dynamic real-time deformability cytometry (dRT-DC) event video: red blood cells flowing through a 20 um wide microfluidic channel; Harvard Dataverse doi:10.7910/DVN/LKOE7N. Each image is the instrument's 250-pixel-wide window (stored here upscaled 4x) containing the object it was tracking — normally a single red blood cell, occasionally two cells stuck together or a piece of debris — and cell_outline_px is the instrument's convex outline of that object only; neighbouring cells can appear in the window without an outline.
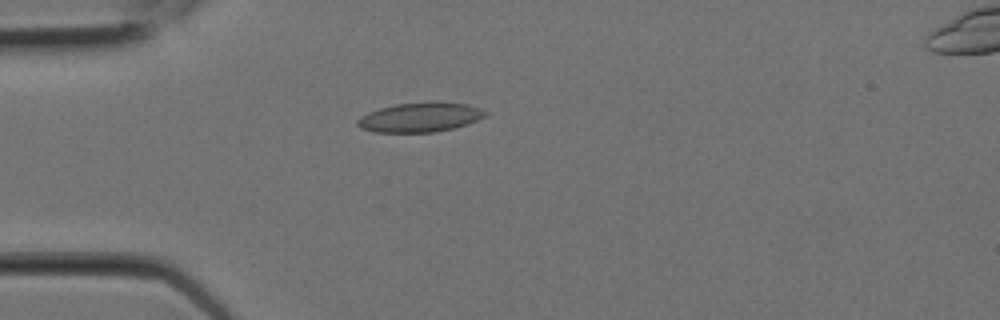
{"species": "Egyptian fruit bat (a non-hibernating species)", "species_latin": "Rousettus aegyptiacus", "temperature_condition": "room temperature", "stored_images_in_passage": 8, "camera_frame_rate_fps": 3000, "um_per_image_px": 0.085, "animal": {"sex": "female"}, "frame": {"image": 1, "passage_image": 5, "time_ms": 1.333, "image_size_px": [1000, 320], "cell_outline_px": [[488, 112], [484, 116], [476, 120], [452, 128], [436, 132], [372, 132], [360, 128], [356, 124], [356, 120], [360, 116], [368, 112], [380, 108], [396, 104], [468, 104], [480, 108]], "centroid_in_image_um": [35.61, 10.01], "position_along_channel_um": 49.4, "area_um2": 21.15}}
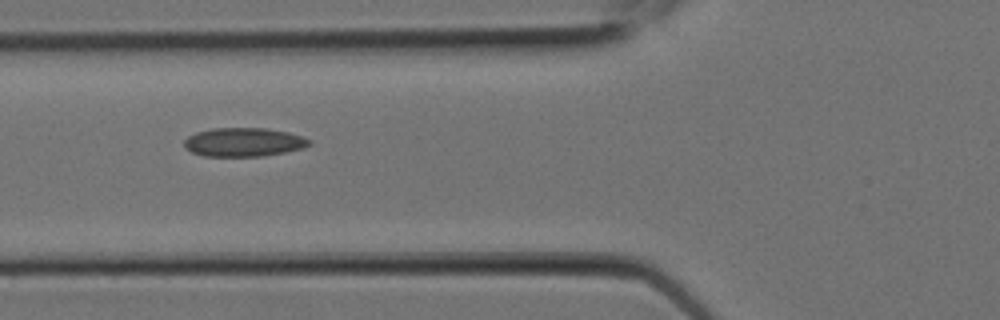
{"frame": {"image": 2, "passage_image": 7, "time_ms": 2.0, "image_size_px": [1000, 320], "cell_outline_px": [[312, 144], [304, 148], [284, 152], [260, 156], [204, 156], [192, 152], [184, 148], [184, 140], [188, 136], [196, 132], [212, 128], [264, 128], [288, 132], [312, 140]], "centroid_in_image_um": [20.7, 12.08], "position_along_channel_um": 105.1, "area_um2": 20.98}}
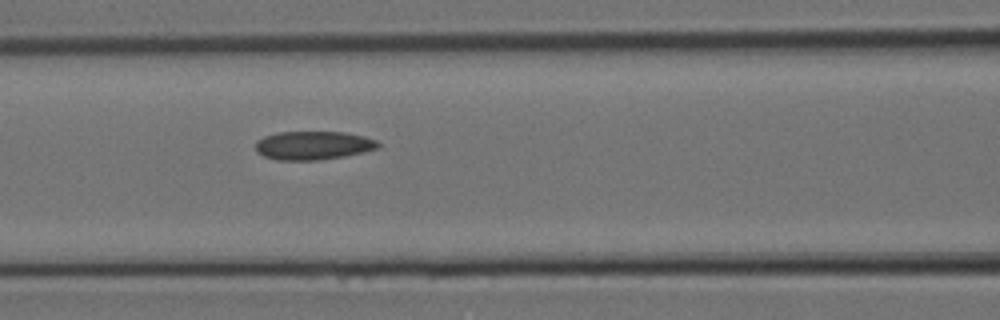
{"frame": {"image": 3, "passage_image": 8, "time_ms": 2.333, "image_size_px": [1000, 320], "cell_outline_px": [[380, 148], [364, 152], [344, 156], [320, 160], [276, 160], [264, 156], [256, 152], [256, 140], [264, 136], [276, 132], [344, 132], [364, 136], [376, 140], [380, 144]], "centroid_in_image_um": [26.62, 12.36], "position_along_channel_um": 140.0, "area_um2": 20.58}}